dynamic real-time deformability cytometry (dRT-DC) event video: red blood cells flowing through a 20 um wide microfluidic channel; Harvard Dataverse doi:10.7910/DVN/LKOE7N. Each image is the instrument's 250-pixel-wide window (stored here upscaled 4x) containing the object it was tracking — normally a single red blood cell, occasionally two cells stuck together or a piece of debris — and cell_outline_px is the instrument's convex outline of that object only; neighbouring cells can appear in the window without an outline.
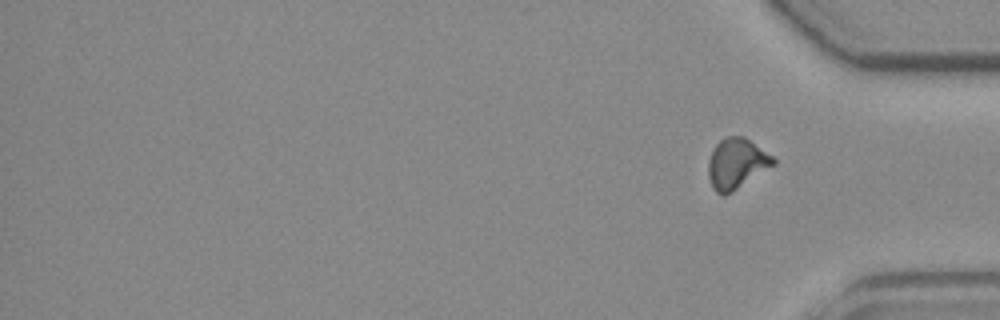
{"species": "common noctule bat (a hibernating species)", "species_latin": "Nyctalus noctula", "temperature_condition": "room temperature", "stored_images_in_passage": 15, "segment_of_instrument_passage": [2, 2], "camera_frame_rate_fps": 3000, "um_per_image_px": 0.085, "animal": {"sex": "female", "body_mass_g": 19.3, "forearm_length_mm": 54.1}, "frame": {"image": 1, "passage_image": 15, "time_ms": 18.667, "image_size_px": [1000, 320], "cell_outline_px": [[776, 164], [732, 192], [724, 196], [716, 192], [712, 188], [708, 176], [708, 160], [716, 144], [724, 136], [744, 136], [772, 156], [776, 160]], "centroid_in_image_um": [62.59, 13.91], "position_along_channel_um": 372.6, "area_um2": 19.13}}